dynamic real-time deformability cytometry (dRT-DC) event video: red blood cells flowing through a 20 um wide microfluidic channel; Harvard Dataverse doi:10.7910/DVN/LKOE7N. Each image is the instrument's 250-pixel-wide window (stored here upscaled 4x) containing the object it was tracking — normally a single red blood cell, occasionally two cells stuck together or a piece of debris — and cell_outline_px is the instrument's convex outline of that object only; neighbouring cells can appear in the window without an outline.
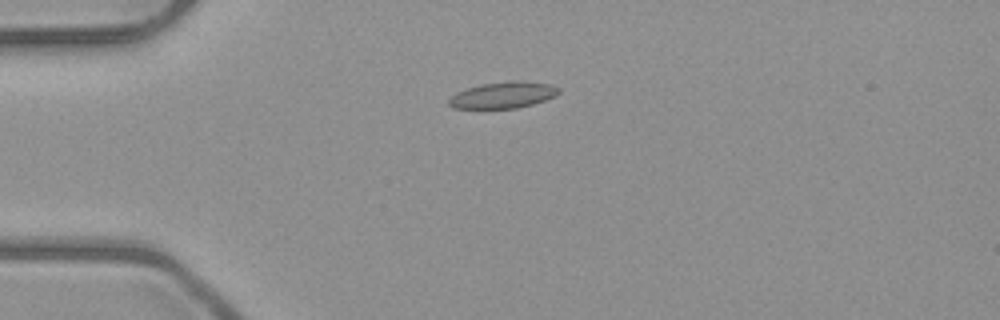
{"species": "common noctule bat (a hibernating species)", "species_latin": "Nyctalus noctula", "temperature_condition": "room temperature", "stored_images_in_passage": 5, "camera_frame_rate_fps": 3000, "um_per_image_px": 0.085, "animal": {"sex": "male", "body_mass_g": 23.1, "forearm_length_mm": 52.7}, "frame": {"image": 1, "passage_image": 4, "time_ms": 3.333, "image_size_px": [1000, 320], "cell_outline_px": [[560, 92], [556, 96], [532, 104], [516, 108], [452, 108], [448, 104], [448, 100], [456, 92], [480, 84], [512, 80], [520, 80], [552, 84], [560, 88]], "centroid_in_image_um": [42.79, 8.06], "position_along_channel_um": 42.2, "area_um2": 16.99}}